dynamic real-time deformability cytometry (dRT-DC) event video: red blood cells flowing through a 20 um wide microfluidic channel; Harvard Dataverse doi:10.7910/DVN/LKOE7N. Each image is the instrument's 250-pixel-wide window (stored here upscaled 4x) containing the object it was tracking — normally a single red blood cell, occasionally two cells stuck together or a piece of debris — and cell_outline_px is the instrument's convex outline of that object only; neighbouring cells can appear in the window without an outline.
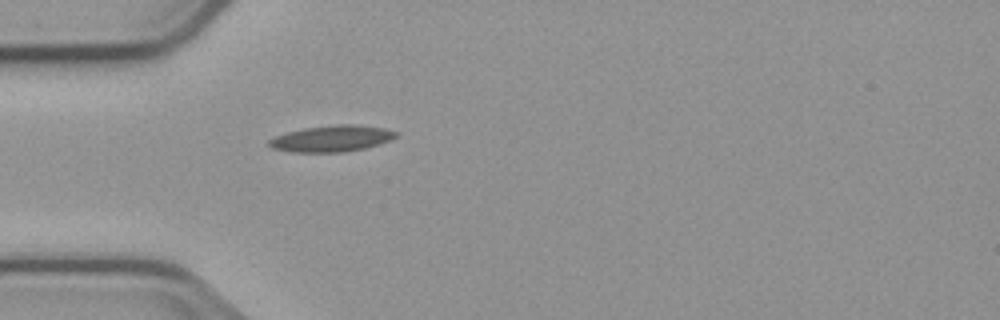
{"species": "common noctule bat (a hibernating species)", "species_latin": "Nyctalus noctula", "temperature_condition": "cold", "stored_images_in_passage": 1, "camera_frame_rate_fps": 3000, "um_per_image_px": 0.085, "animal": {"sex": "male", "body_mass_g": 23.1, "forearm_length_mm": 52.7}, "frame": {"image": 1, "passage_image": 1, "time_ms": 0.0, "image_size_px": [1000, 320], "cell_outline_px": [[396, 136], [392, 140], [380, 144], [364, 148], [344, 152], [292, 152], [272, 148], [268, 144], [268, 140], [276, 136], [288, 132], [304, 128], [332, 124], [356, 124], [384, 128], [396, 132]], "centroid_in_image_um": [28.2, 11.77], "position_along_channel_um": 56.8, "area_um2": 19.48}}